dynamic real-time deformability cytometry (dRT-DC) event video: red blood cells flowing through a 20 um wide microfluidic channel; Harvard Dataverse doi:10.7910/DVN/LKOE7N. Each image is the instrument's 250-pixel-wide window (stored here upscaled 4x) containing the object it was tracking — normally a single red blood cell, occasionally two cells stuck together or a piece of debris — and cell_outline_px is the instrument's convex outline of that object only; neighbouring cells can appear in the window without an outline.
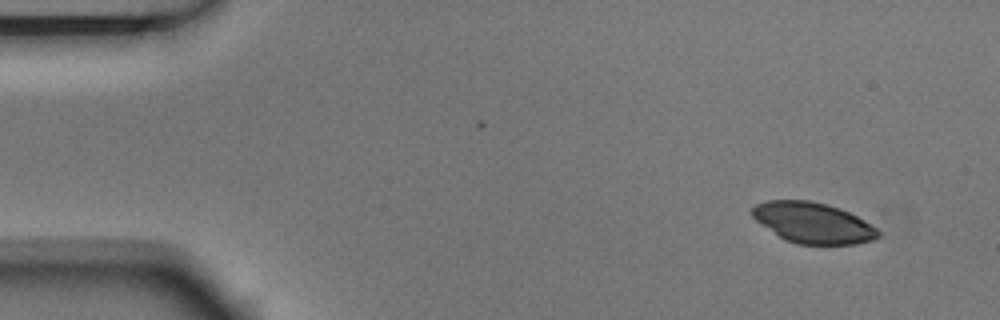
{"species": "Egyptian fruit bat (a non-hibernating species)", "species_latin": "Rousettus aegyptiacus", "temperature_condition": "room temperature", "stored_images_in_passage": 6, "camera_frame_rate_fps": 3000, "um_per_image_px": 0.085, "animal": {"sex": "male"}, "frame": {"image": 1, "passage_image": 2, "time_ms": 0.333, "image_size_px": [1000, 320], "cell_outline_px": [[880, 236], [872, 240], [856, 244], [796, 244], [780, 236], [756, 220], [752, 216], [752, 208], [756, 204], [768, 200], [808, 200], [840, 208], [864, 220], [876, 228], [880, 232]], "centroid_in_image_um": [69.12, 18.94], "position_along_channel_um": 15.9, "area_um2": 29.48}}
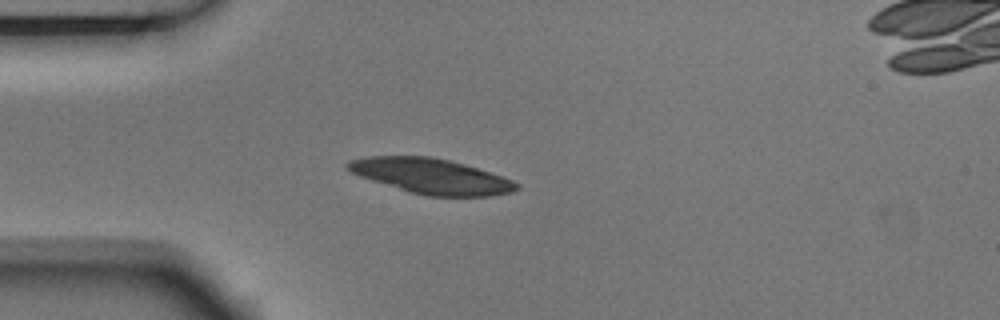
{"frame": {"image": 2, "passage_image": 5, "time_ms": 1.333, "image_size_px": [1000, 320], "cell_outline_px": [[520, 188], [512, 192], [488, 196], [428, 196], [408, 192], [360, 176], [344, 168], [344, 164], [352, 160], [368, 156], [432, 156], [464, 164], [504, 176], [520, 184]], "centroid_in_image_um": [36.66, 14.97], "position_along_channel_um": 48.3, "area_um2": 34.62}}